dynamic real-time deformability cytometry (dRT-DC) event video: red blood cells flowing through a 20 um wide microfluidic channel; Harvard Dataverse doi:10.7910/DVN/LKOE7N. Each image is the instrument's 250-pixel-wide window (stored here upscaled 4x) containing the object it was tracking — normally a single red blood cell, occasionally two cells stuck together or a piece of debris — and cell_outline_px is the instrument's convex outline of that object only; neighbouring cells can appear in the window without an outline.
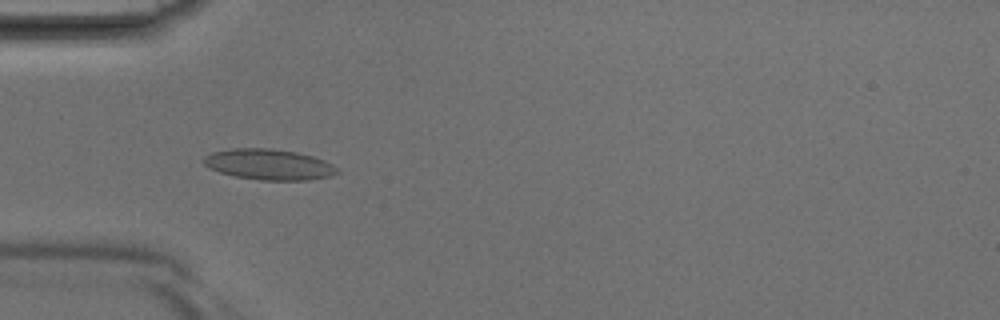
{"species": "Egyptian fruit bat (a non-hibernating species)", "species_latin": "Rousettus aegyptiacus", "temperature_condition": "room temperature", "stored_images_in_passage": 40, "camera_frame_rate_fps": 3000, "um_per_image_px": 0.085, "animal": {"sex": "male"}, "frame": {"image": 1, "passage_image": 12, "time_ms": 3.667, "image_size_px": [1000, 320], "cell_outline_px": [[340, 172], [328, 176], [308, 180], [260, 180], [236, 176], [220, 172], [208, 168], [200, 160], [204, 156], [212, 152], [232, 148], [272, 148], [296, 152], [312, 156], [324, 160], [332, 164]], "centroid_in_image_um": [22.81, 13.97], "position_along_channel_um": 62.2, "area_um2": 23.93}}
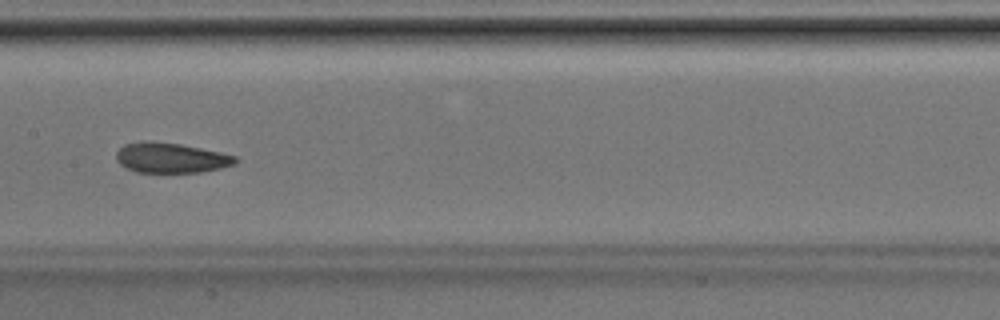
{"frame": {"image": 2, "passage_image": 20, "time_ms": 6.333, "image_size_px": [1000, 320], "cell_outline_px": [[236, 164], [220, 168], [200, 172], [136, 172], [120, 164], [116, 160], [116, 152], [124, 144], [140, 140], [152, 140], [180, 144], [220, 152], [236, 156]], "centroid_in_image_um": [14.49, 13.4], "position_along_channel_um": 192.9, "area_um2": 20.98}}
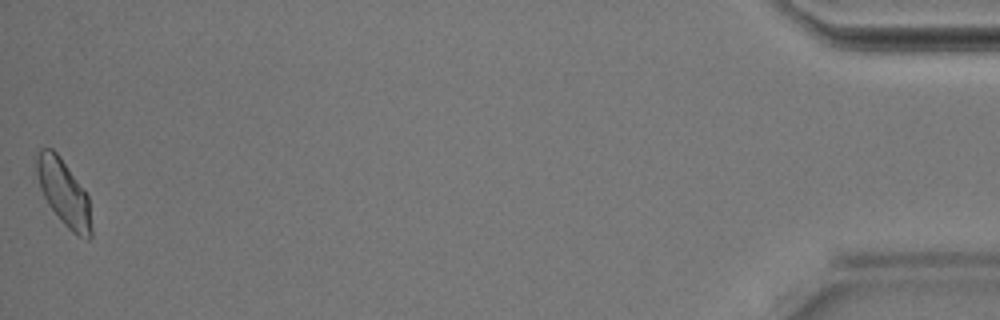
{"frame": {"image": 3, "passage_image": 40, "time_ms": 13.0, "image_size_px": [1000, 320], "cell_outline_px": [[92, 236], [88, 240], [72, 232], [60, 220], [48, 204], [40, 188], [36, 176], [36, 152], [40, 148], [52, 148], [60, 156], [88, 196], [92, 228]], "centroid_in_image_um": [5.4, 16.37], "position_along_channel_um": 429.8, "area_um2": 21.04}}